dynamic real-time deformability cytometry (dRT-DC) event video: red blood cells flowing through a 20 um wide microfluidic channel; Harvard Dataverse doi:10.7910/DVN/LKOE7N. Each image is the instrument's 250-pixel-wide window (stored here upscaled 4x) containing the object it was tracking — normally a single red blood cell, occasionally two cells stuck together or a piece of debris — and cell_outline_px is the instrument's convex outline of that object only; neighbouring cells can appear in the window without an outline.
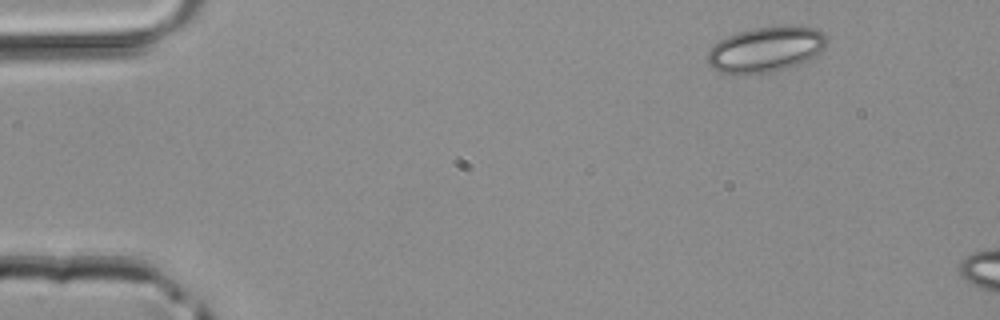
{"species": "common noctule bat (a hibernating species)", "species_latin": "Nyctalus noctula", "temperature_condition": "room temperature", "stored_images_in_passage": 3, "camera_frame_rate_fps": 3000, "um_per_image_px": 0.085, "animal": {"sex": "male", "body_mass_g": 20.4}, "frame": {"image": 1, "passage_image": 1, "time_ms": 0.0, "image_size_px": [1000, 320], "cell_outline_px": [[828, 40], [824, 48], [816, 56], [800, 64], [788, 68], [772, 72], [736, 76], [720, 72], [712, 68], [704, 60], [708, 48], [712, 44], [736, 32], [756, 28], [784, 24], [816, 28], [824, 32], [828, 36]], "centroid_in_image_um": [65.07, 4.21], "position_along_channel_um": 19.9, "area_um2": 32.77}}